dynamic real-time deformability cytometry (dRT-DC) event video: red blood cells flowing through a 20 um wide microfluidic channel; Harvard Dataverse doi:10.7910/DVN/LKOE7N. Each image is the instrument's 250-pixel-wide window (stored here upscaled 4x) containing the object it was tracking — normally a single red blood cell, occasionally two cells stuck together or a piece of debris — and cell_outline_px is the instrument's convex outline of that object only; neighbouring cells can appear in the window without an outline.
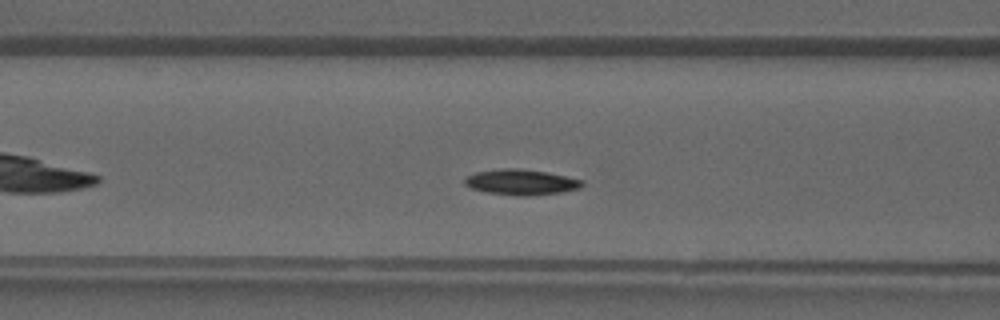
{"species": "common noctule bat (a hibernating species)", "species_latin": "Nyctalus noctula", "temperature_condition": "warm", "stored_images_in_passage": 34, "segment_of_instrument_passage": [1, 2], "camera_frame_rate_fps": 3000, "um_per_image_px": 0.085, "animal": {"sex": "male", "forearm_length_mm": 52.5}, "frame": {"image": 1, "passage_image": 9, "time_ms": 2.667, "image_size_px": [1000, 320], "cell_outline_px": [[584, 184], [580, 188], [560, 192], [528, 196], [516, 196], [488, 192], [472, 188], [464, 184], [464, 176], [476, 172], [500, 168], [520, 168], [548, 172], [584, 180]], "centroid_in_image_um": [44.29, 15.47], "position_along_channel_um": 122.3, "area_um2": 17.63}}
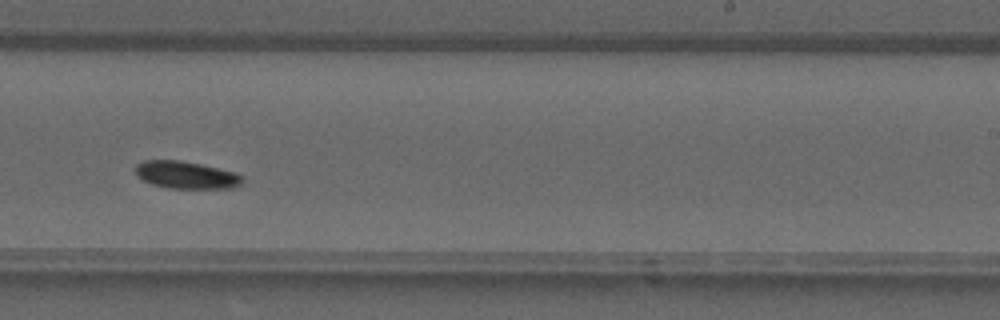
{"frame": {"image": 2, "passage_image": 18, "time_ms": 5.667, "image_size_px": [1000, 320], "cell_outline_px": [[244, 180], [240, 184], [232, 188], [168, 188], [152, 184], [136, 176], [136, 164], [144, 160], [180, 160], [200, 164], [236, 172], [244, 176]], "centroid_in_image_um": [15.84, 14.87], "position_along_channel_um": 273.2, "area_um2": 17.11}}
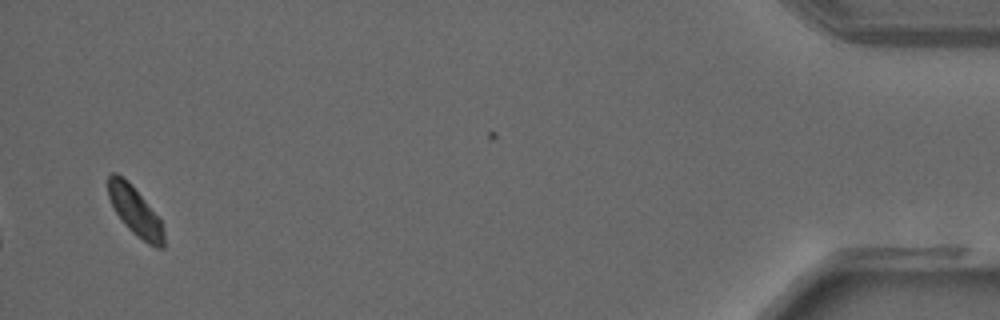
{"frame": {"image": 3, "passage_image": 32, "time_ms": 10.333, "image_size_px": [1000, 320], "cell_outline_px": [[164, 248], [156, 248], [148, 244], [136, 236], [124, 224], [116, 212], [108, 196], [108, 176], [112, 172], [116, 172], [128, 180], [160, 220], [164, 232]], "centroid_in_image_um": [11.47, 17.96], "position_along_channel_um": 423.7, "area_um2": 15.66}}